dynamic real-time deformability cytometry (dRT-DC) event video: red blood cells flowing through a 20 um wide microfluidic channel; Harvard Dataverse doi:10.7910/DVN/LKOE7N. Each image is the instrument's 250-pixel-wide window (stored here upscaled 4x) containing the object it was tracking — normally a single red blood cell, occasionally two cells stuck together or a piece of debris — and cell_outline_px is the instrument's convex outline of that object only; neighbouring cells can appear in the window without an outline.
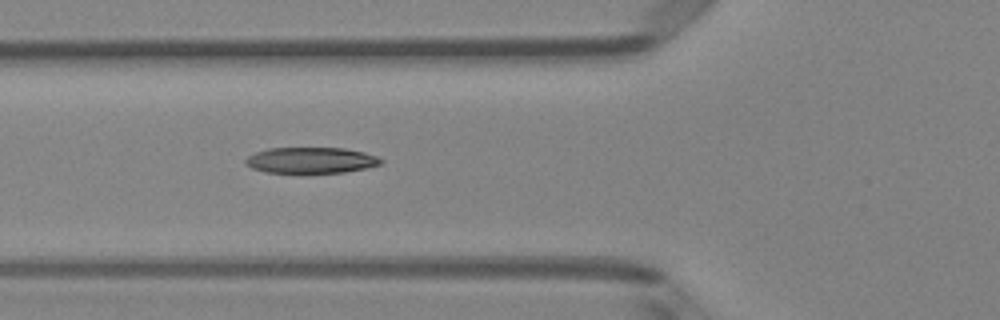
{"species": "Egyptian fruit bat (a non-hibernating species)", "species_latin": "Rousettus aegyptiacus", "temperature_condition": "room temperature", "stored_images_in_passage": 6, "segment_of_instrument_passage": [1, 2], "camera_frame_rate_fps": 3000, "um_per_image_px": 0.085, "animal": {"sex": "female"}, "frame": {"image": 1, "passage_image": 5, "time_ms": 1.333, "image_size_px": [1000, 320], "cell_outline_px": [[384, 160], [380, 164], [364, 168], [344, 172], [300, 176], [264, 172], [252, 168], [244, 164], [244, 160], [248, 156], [256, 152], [268, 148], [344, 148], [364, 152], [376, 156]], "centroid_in_image_um": [26.36, 13.67], "position_along_channel_um": 99.4, "area_um2": 21.44}}